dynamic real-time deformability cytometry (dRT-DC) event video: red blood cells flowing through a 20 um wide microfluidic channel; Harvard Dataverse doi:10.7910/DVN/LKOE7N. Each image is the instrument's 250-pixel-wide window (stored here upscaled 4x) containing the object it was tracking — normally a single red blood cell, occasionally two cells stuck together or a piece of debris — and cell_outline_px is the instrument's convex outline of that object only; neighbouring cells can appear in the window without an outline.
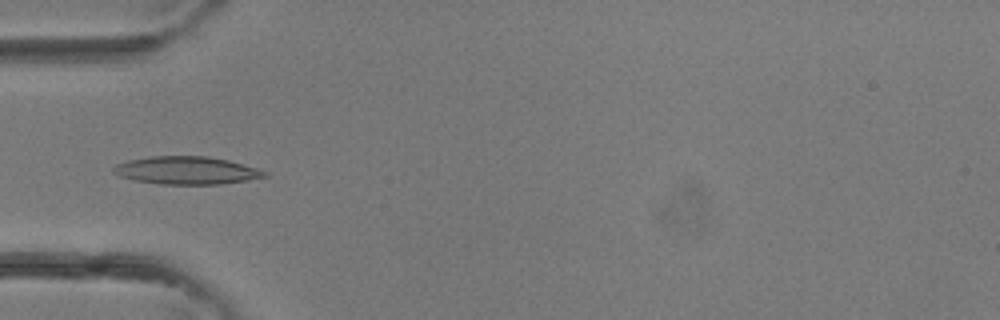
{"species": "common noctule bat (a hibernating species)", "species_latin": "Nyctalus noctula", "temperature_condition": "room temperature", "stored_images_in_passage": 4, "camera_frame_rate_fps": 3000, "um_per_image_px": 0.085, "animal": {"sex": "female"}, "frame": {"image": 1, "passage_image": 4, "time_ms": 1.0, "image_size_px": [1000, 320], "cell_outline_px": [[268, 176], [248, 180], [220, 184], [160, 184], [136, 180], [116, 176], [112, 172], [112, 168], [116, 164], [128, 160], [148, 156], [208, 156], [228, 160], [256, 168], [268, 172]], "centroid_in_image_um": [15.82, 14.48], "position_along_channel_um": 69.2, "area_um2": 24.57}}